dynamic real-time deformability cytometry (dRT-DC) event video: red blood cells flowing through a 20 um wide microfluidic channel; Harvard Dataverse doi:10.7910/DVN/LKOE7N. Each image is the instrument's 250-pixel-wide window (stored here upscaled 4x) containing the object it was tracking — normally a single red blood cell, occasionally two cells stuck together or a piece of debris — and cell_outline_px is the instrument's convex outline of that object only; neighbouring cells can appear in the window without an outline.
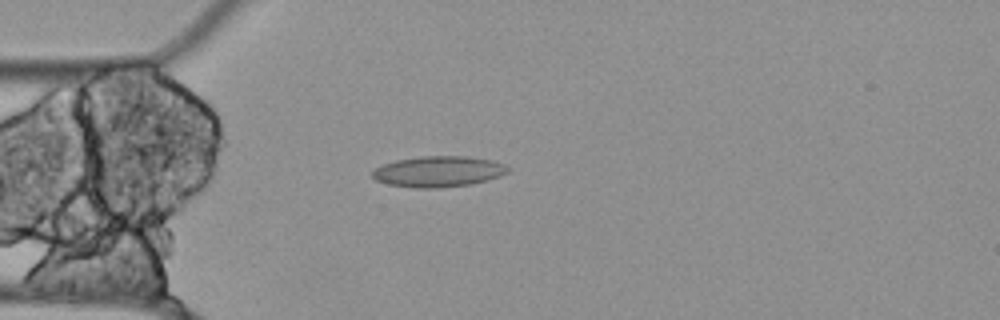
{"species": "Egyptian fruit bat (a non-hibernating species)", "species_latin": "Rousettus aegyptiacus", "temperature_condition": "cold", "stored_images_in_passage": 55, "camera_frame_rate_fps": 3000, "um_per_image_px": 0.085, "animal": {"sex": "female"}, "frame": {"image": 1, "passage_image": 14, "time_ms": 4.333, "image_size_px": [1000, 320], "cell_outline_px": [[512, 168], [508, 172], [500, 176], [468, 184], [440, 188], [416, 188], [388, 184], [376, 180], [372, 176], [372, 172], [376, 168], [384, 164], [396, 160], [420, 156], [464, 156], [492, 160], [504, 164]], "centroid_in_image_um": [37.27, 14.57], "position_along_channel_um": 47.7, "area_um2": 24.22}}
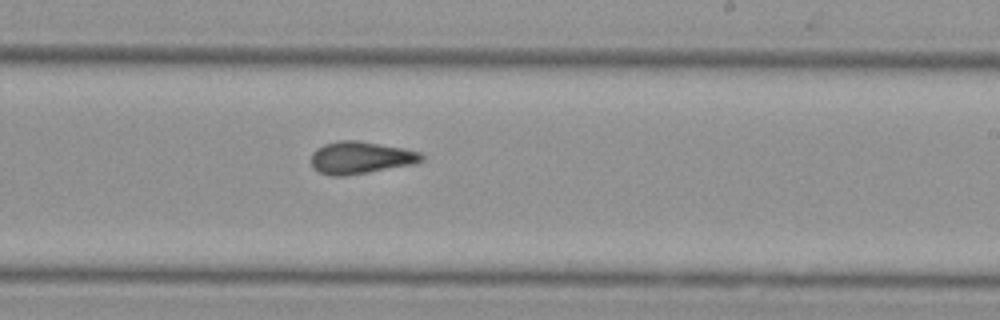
{"frame": {"image": 2, "passage_image": 32, "time_ms": 10.333, "image_size_px": [1000, 320], "cell_outline_px": [[424, 160], [416, 164], [344, 176], [332, 176], [320, 172], [312, 168], [312, 152], [316, 148], [324, 144], [340, 140], [360, 140], [404, 148], [420, 152], [424, 156]], "centroid_in_image_um": [30.67, 13.39], "position_along_channel_um": 258.3, "area_um2": 20.98}}
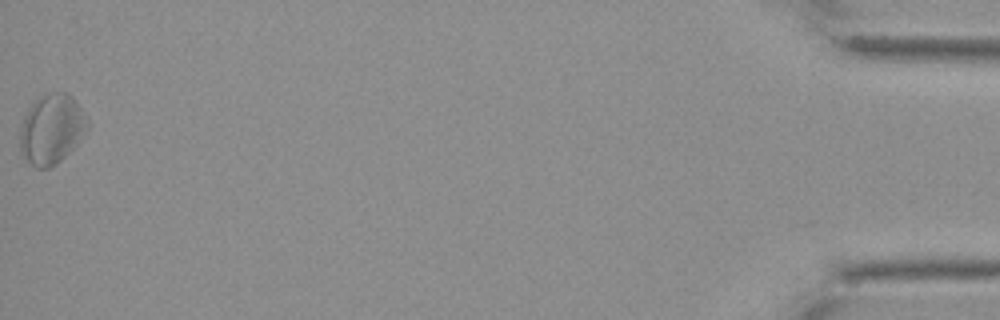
{"frame": {"image": 3, "passage_image": 55, "time_ms": 18.0, "image_size_px": [1000, 320], "cell_outline_px": [[88, 128], [76, 144], [56, 164], [48, 168], [36, 168], [24, 156], [20, 148], [20, 128], [24, 116], [28, 108], [40, 96], [48, 92], [68, 92], [72, 96], [88, 120]], "centroid_in_image_um": [4.37, 10.95], "position_along_channel_um": 430.8, "area_um2": 27.11}, "authors_computed_cell_mechanics": {"area_um2": 22.3686, "velocity_mm_per_s": 3.5111, "shape_relaxation_time_tau1_ms": null, "shape_relaxation_time_tau2_ms": 3.9383, "deformation_change_tau1": null, "deformation_change_tau2": 0.1129}}